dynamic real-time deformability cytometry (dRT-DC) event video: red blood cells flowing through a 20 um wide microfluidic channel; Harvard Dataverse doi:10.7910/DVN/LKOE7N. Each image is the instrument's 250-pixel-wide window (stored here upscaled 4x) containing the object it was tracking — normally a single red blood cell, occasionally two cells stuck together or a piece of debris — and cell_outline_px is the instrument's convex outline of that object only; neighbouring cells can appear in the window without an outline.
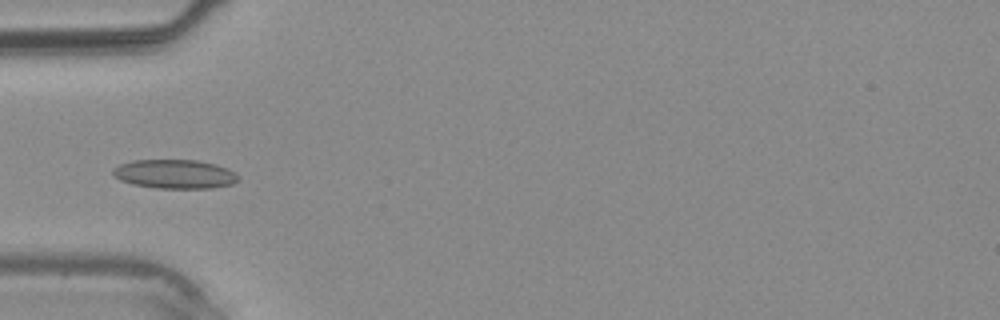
{"species": "common noctule bat (a hibernating species)", "species_latin": "Nyctalus noctula", "temperature_condition": "warm", "stored_images_in_passage": 37, "camera_frame_rate_fps": 3000, "um_per_image_px": 0.085, "animal": {"sex": "male", "body_mass_g": 20.4}, "frame": {"image": 1, "passage_image": 12, "time_ms": 3.667, "image_size_px": [1000, 320], "cell_outline_px": [[240, 176], [232, 184], [212, 188], [156, 188], [132, 184], [120, 180], [112, 172], [112, 168], [120, 164], [132, 160], [196, 160], [216, 164], [228, 168], [236, 172]], "centroid_in_image_um": [14.87, 14.79], "position_along_channel_um": 70.1, "area_um2": 21.27}}
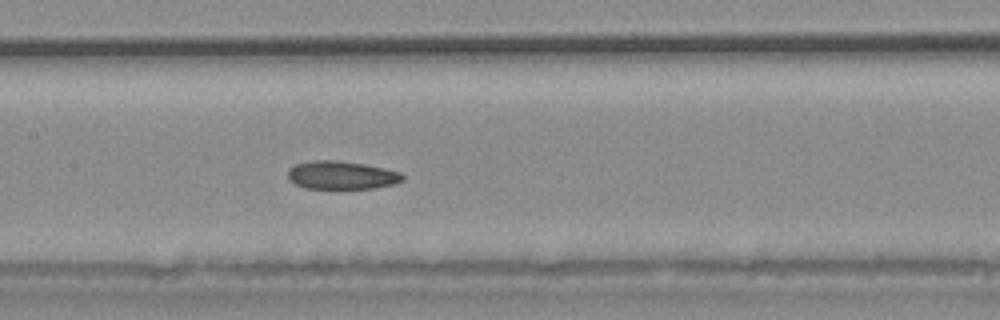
{"frame": {"image": 2, "passage_image": 18, "time_ms": 5.667, "image_size_px": [1000, 320], "cell_outline_px": [[404, 180], [396, 184], [372, 188], [304, 188], [296, 184], [288, 176], [288, 168], [296, 164], [312, 160], [336, 160], [364, 164], [384, 168], [400, 172], [404, 176]], "centroid_in_image_um": [29.05, 14.88], "position_along_channel_um": 178.3, "area_um2": 18.79}}
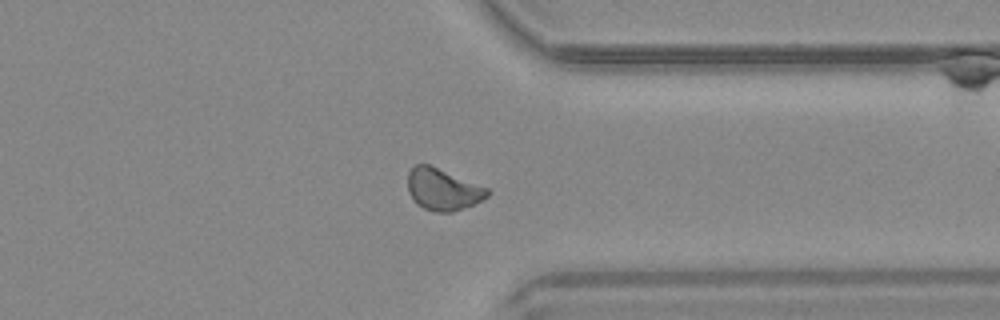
{"frame": {"image": 3, "passage_image": 29, "time_ms": 9.333, "image_size_px": [1000, 320], "cell_outline_px": [[492, 192], [488, 196], [464, 208], [452, 212], [432, 212], [416, 204], [408, 192], [408, 172], [416, 164], [428, 164], [488, 188]], "centroid_in_image_um": [37.62, 16.11], "position_along_channel_um": 373.8, "area_um2": 19.25}}